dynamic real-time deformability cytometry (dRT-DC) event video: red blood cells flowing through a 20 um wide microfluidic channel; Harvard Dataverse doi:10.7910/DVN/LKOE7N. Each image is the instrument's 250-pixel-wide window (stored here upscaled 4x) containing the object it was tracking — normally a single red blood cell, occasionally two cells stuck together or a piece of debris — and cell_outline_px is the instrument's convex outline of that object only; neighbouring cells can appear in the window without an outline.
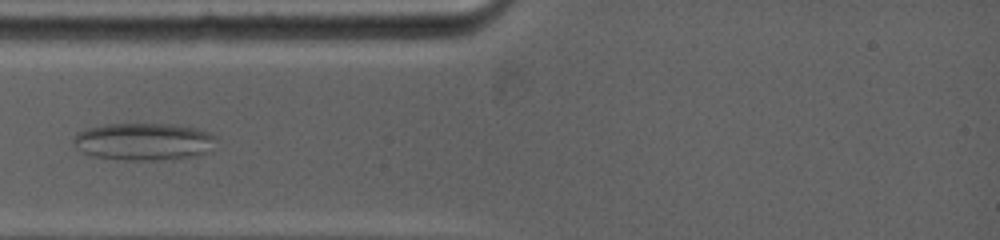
{"species": "common noctule bat (a hibernating species)", "species_latin": "Nyctalus noctula", "temperature_condition": "warm", "stored_images_in_passage": 32, "camera_frame_rate_fps": 5000, "um_per_image_px": 0.085, "animal": {"sex": "female", "body_mass_g": 19.0, "forearm_length_mm": 53.3}, "frame": {"image": 1, "passage_image": 1, "time_ms": 0.0, "image_size_px": [1000, 240], "cell_outline_px": [[216, 136], [212, 152], [196, 156], [164, 160], [124, 160], [92, 156], [80, 152], [72, 144], [72, 140], [76, 132], [88, 128], [104, 124], [176, 124], [196, 128], [208, 132]], "centroid_in_image_um": [12.21, 12.04], "position_along_channel_um": 72.8, "area_um2": 31.67}}
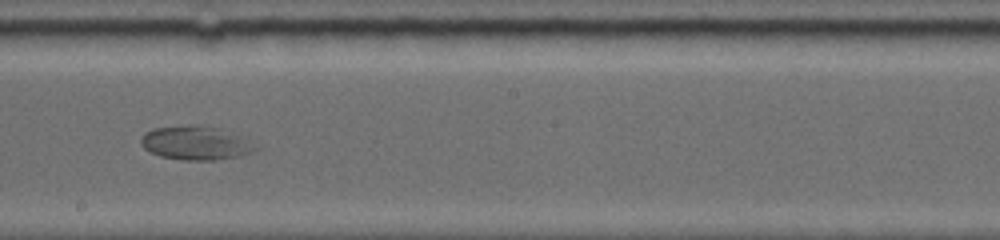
{"frame": {"image": 2, "passage_image": 12, "time_ms": 4.2, "image_size_px": [1000, 240], "cell_outline_px": [[264, 148], [252, 152], [236, 156], [216, 160], [184, 160], [160, 156], [144, 148], [140, 144], [140, 136], [144, 132], [152, 128], [188, 124], [196, 124], [216, 128], [248, 136], [264, 144]], "centroid_in_image_um": [16.77, 12.13], "position_along_channel_um": 231.4, "area_um2": 23.58}}
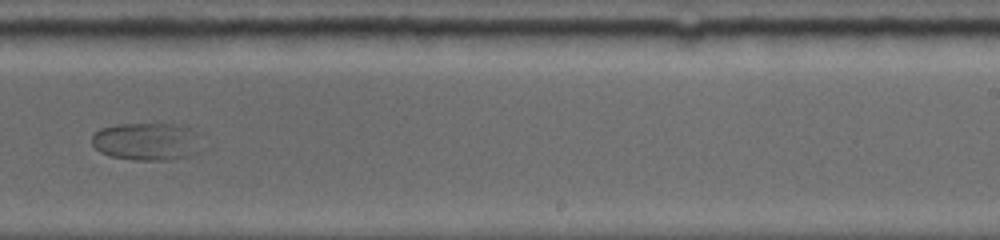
{"frame": {"image": 3, "passage_image": 15, "time_ms": 5.4, "image_size_px": [1000, 240], "cell_outline_px": [[200, 152], [188, 156], [164, 160], [136, 160], [112, 156], [100, 152], [92, 144], [92, 136], [100, 128], [116, 124], [172, 124], [188, 128], [200, 132]], "centroid_in_image_um": [12.51, 12.02], "position_along_channel_um": 276.5, "area_um2": 24.22}}